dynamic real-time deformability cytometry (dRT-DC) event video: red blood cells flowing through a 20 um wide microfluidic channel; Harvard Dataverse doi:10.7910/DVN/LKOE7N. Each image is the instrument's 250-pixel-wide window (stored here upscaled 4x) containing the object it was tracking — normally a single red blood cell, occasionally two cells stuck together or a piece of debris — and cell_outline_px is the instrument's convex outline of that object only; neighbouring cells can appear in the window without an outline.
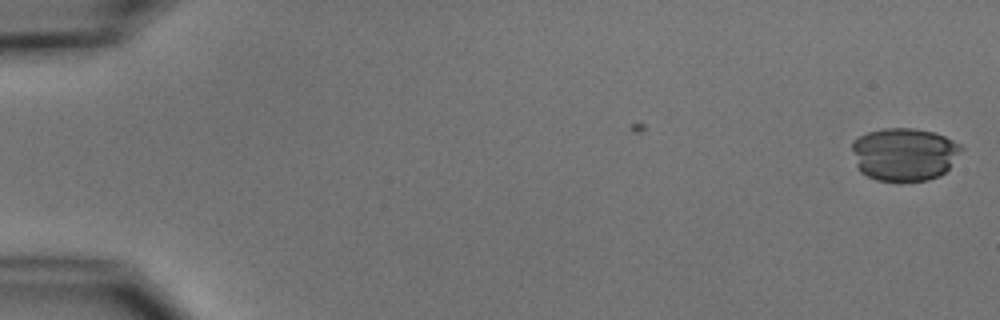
{"species": "common noctule bat (a hibernating species)", "species_latin": "Nyctalus noctula", "temperature_condition": "cold", "stored_images_in_passage": 2, "camera_frame_rate_fps": 3000, "um_per_image_px": 0.085, "animal": {"sex": "male", "body_mass_g": 15.6}, "frame": {"image": 1, "passage_image": 2, "time_ms": 1.333, "image_size_px": [1000, 320], "cell_outline_px": [[964, 148], [948, 168], [940, 176], [928, 180], [900, 184], [876, 180], [860, 172], [856, 164], [852, 148], [852, 140], [868, 132], [884, 128], [912, 128], [932, 132], [944, 136], [960, 144]], "centroid_in_image_um": [76.85, 13.15], "position_along_channel_um": 8.2, "area_um2": 34.28}}